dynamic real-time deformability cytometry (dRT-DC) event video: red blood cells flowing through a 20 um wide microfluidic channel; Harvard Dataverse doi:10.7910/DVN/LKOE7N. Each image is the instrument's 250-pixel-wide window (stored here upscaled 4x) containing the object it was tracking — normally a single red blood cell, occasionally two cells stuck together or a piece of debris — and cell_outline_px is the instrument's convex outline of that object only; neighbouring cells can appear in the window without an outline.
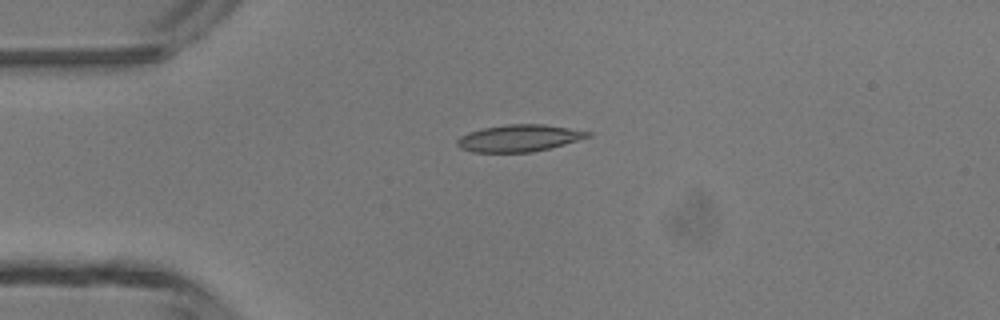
{"species": "common noctule bat (a hibernating species)", "species_latin": "Nyctalus noctula", "temperature_condition": "room temperature", "stored_images_in_passage": 3, "camera_frame_rate_fps": 3000, "um_per_image_px": 0.085, "animal": {"sex": "male", "body_mass_g": 13.3}, "frame": {"image": 1, "passage_image": 1, "time_ms": 0.0, "image_size_px": [1000, 320], "cell_outline_px": [[592, 136], [564, 144], [532, 152], [472, 152], [460, 148], [456, 144], [456, 140], [460, 136], [468, 132], [484, 128], [508, 124], [544, 124], [592, 132]], "centroid_in_image_um": [44.1, 11.74], "position_along_channel_um": 40.9, "area_um2": 20.4}}
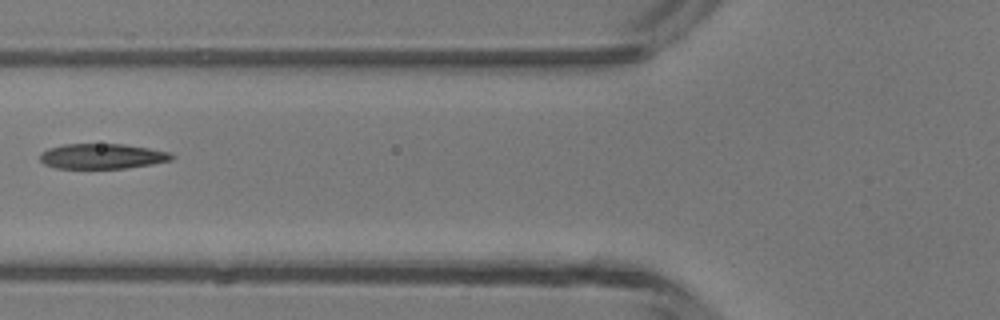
{"frame": {"image": 2, "passage_image": 3, "time_ms": 2.333, "image_size_px": [1000, 320], "cell_outline_px": [[176, 156], [172, 160], [152, 164], [124, 168], [56, 168], [44, 164], [40, 160], [40, 152], [48, 148], [64, 144], [124, 144], [148, 148], [168, 152]], "centroid_in_image_um": [8.67, 13.28], "position_along_channel_um": 117.1, "area_um2": 19.31}}